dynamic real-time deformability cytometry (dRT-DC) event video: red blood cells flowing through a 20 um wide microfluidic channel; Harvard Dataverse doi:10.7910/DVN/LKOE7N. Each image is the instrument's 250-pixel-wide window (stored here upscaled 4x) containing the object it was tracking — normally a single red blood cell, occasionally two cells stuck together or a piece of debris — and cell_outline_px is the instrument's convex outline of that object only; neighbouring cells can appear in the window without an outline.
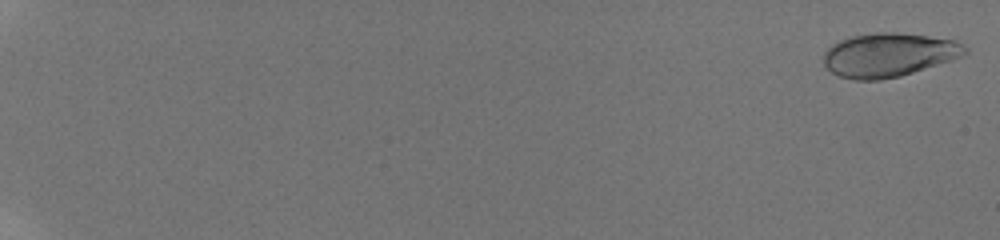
{"species": "human", "species_latin": "Homo sapiens", "temperature_condition": "room temperature", "stored_images_in_passage": 58, "camera_frame_rate_fps": 3000, "um_per_image_px": 0.085, "donor": {"sex": "male"}, "frame": {"image": 1, "passage_image": 1, "time_ms": 0.0, "image_size_px": [1000, 240], "cell_outline_px": [[968, 52], [964, 56], [952, 60], [900, 76], [880, 80], [856, 80], [840, 76], [832, 72], [824, 64], [824, 52], [832, 44], [840, 40], [852, 36], [876, 32], [896, 32], [928, 36], [952, 40], [968, 48]], "centroid_in_image_um": [75.54, 4.66], "position_along_channel_um": 9.5, "area_um2": 35.95}}
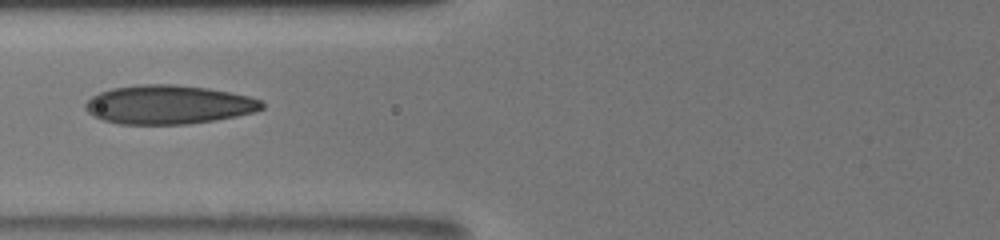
{"frame": {"image": 2, "passage_image": 48, "time_ms": 9.0, "image_size_px": [1000, 240], "cell_outline_px": [[264, 108], [252, 112], [236, 116], [216, 120], [188, 124], [120, 124], [104, 120], [92, 116], [84, 108], [84, 104], [92, 96], [100, 92], [112, 88], [136, 84], [172, 84], [208, 88], [248, 96], [260, 100], [264, 104]], "centroid_in_image_um": [14.29, 8.89], "position_along_channel_um": 111.5, "area_um2": 40.0}}
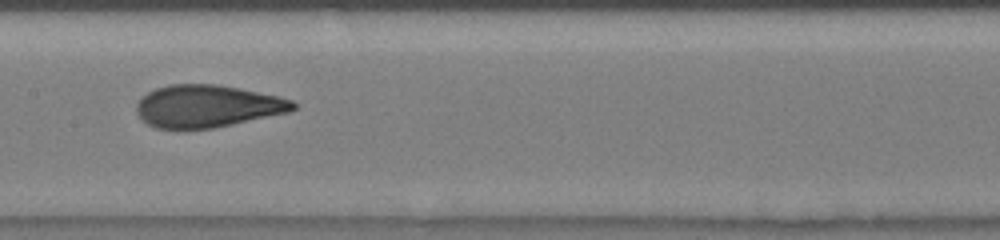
{"frame": {"image": 3, "passage_image": 57, "time_ms": 11.0, "image_size_px": [1000, 240], "cell_outline_px": [[296, 108], [288, 112], [212, 128], [156, 128], [148, 124], [136, 112], [136, 104], [148, 92], [156, 88], [172, 84], [216, 84], [240, 88], [276, 96], [292, 100], [296, 104]], "centroid_in_image_um": [17.61, 9.01], "position_along_channel_um": 189.8, "area_um2": 38.09}}